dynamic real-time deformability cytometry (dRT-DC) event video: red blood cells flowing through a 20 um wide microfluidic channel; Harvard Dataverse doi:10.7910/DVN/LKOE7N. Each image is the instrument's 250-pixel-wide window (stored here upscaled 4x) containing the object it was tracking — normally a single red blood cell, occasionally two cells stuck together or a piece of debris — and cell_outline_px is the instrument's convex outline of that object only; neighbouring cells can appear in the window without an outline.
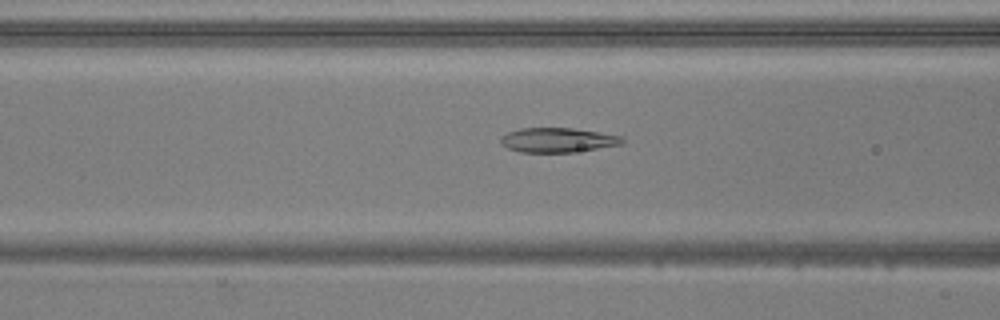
{"species": "common noctule bat (a hibernating species)", "species_latin": "Nyctalus noctula", "temperature_condition": "warm", "stored_images_in_passage": 37, "camera_frame_rate_fps": 3000, "um_per_image_px": 0.085, "animal": {"sex": "male", "body_mass_g": 20.5, "forearm_length_mm": 52.5}, "frame": {"image": 1, "passage_image": 11, "time_ms": 3.333, "image_size_px": [1000, 320], "cell_outline_px": [[624, 144], [572, 152], [520, 152], [508, 148], [500, 144], [500, 136], [508, 132], [520, 128], [572, 128], [620, 136], [624, 140]], "centroid_in_image_um": [47.35, 11.9], "position_along_channel_um": 119.2, "area_um2": 17.28}}
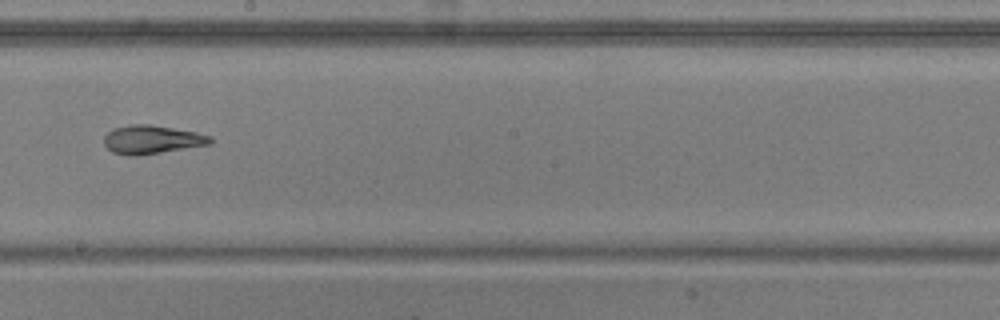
{"frame": {"image": 2, "passage_image": 20, "time_ms": 6.333, "image_size_px": [1000, 320], "cell_outline_px": [[212, 144], [136, 156], [128, 156], [112, 152], [104, 144], [104, 136], [108, 132], [116, 128], [128, 124], [152, 124], [196, 132], [212, 136]], "centroid_in_image_um": [12.92, 11.86], "position_along_channel_um": 235.3, "area_um2": 17.74}}
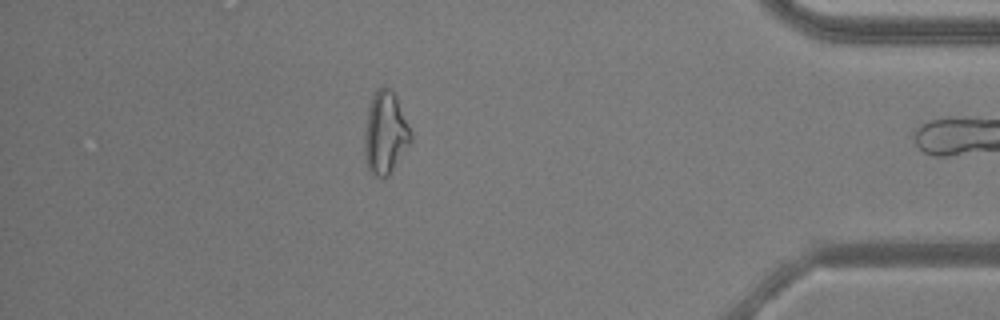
{"frame": {"image": 3, "passage_image": 36, "time_ms": 11.667, "image_size_px": [1000, 320], "cell_outline_px": [[412, 140], [388, 176], [384, 180], [376, 176], [368, 168], [364, 156], [364, 132], [368, 108], [372, 96], [376, 88], [380, 84], [384, 84], [392, 88], [396, 96], [412, 132]], "centroid_in_image_um": [32.74, 11.25], "position_along_channel_um": 402.5, "area_um2": 22.66}}